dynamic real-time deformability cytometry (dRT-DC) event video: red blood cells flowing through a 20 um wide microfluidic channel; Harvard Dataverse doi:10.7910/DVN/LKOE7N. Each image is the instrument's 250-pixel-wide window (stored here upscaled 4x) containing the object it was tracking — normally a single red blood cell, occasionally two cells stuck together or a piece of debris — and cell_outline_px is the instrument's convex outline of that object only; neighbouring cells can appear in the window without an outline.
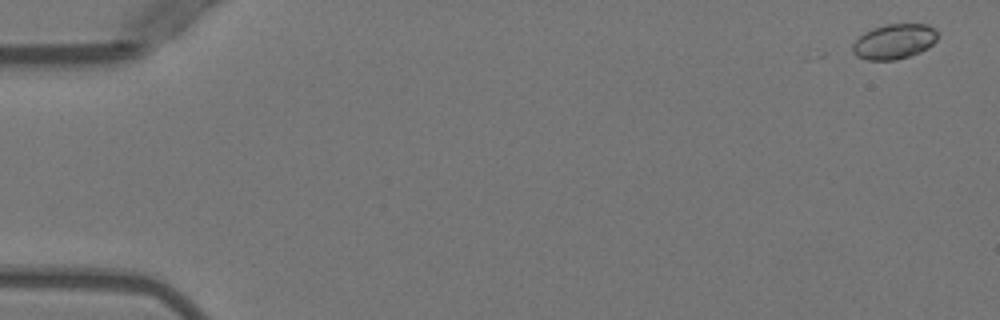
{"species": "Egyptian fruit bat (a non-hibernating species)", "species_latin": "Rousettus aegyptiacus", "temperature_condition": "warm", "stored_images_in_passage": 5, "segment_of_instrument_passage": [2, 2], "camera_frame_rate_fps": 3000, "um_per_image_px": 0.085, "animal": {"sex": "female"}, "frame": {"image": 1, "passage_image": 5, "time_ms": 5.333, "image_size_px": [1000, 320], "cell_outline_px": [[936, 40], [928, 48], [920, 52], [896, 60], [868, 60], [856, 56], [852, 52], [852, 44], [864, 32], [872, 28], [884, 24], [928, 24], [936, 28]], "centroid_in_image_um": [75.99, 3.52], "position_along_channel_um": 9.0, "area_um2": 17.46}}